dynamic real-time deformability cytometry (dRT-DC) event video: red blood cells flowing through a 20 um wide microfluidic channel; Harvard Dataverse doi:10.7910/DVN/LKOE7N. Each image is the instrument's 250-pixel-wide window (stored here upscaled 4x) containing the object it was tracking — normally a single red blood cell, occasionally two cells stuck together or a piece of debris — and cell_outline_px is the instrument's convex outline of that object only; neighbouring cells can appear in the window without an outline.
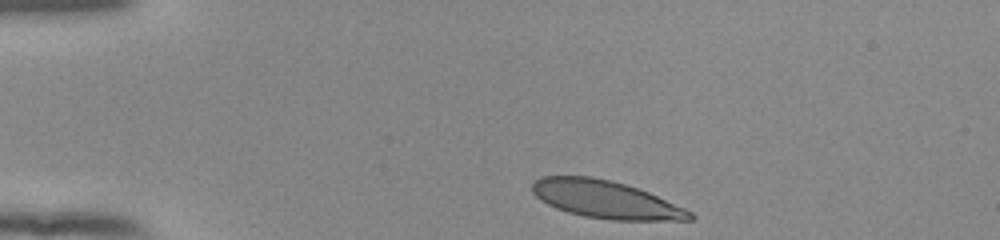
{"species": "human", "species_latin": "Homo sapiens", "temperature_condition": "room temperature", "stored_images_in_passage": 37, "camera_frame_rate_fps": 3000, "um_per_image_px": 0.085, "donor": {"sex": "female"}, "frame": {"image": 1, "passage_image": 1, "time_ms": 0.0, "image_size_px": [1000, 240], "cell_outline_px": [[696, 216], [692, 220], [612, 220], [584, 216], [568, 212], [556, 208], [540, 200], [532, 192], [532, 184], [536, 180], [544, 176], [592, 176], [624, 184], [648, 192], [684, 208], [692, 212]], "centroid_in_image_um": [51.48, 16.96], "position_along_channel_um": 33.5, "area_um2": 34.28}}
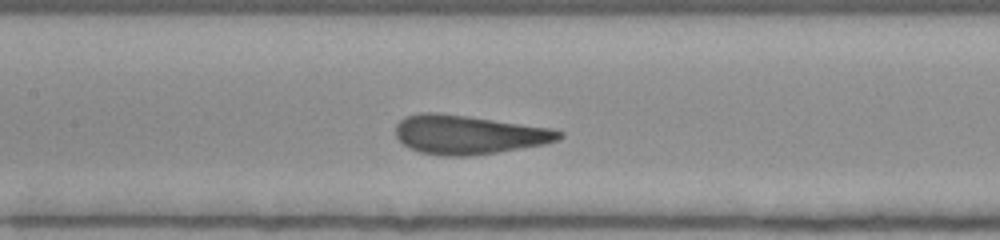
{"frame": {"image": 2, "passage_image": 16, "time_ms": 5.0, "image_size_px": [1000, 240], "cell_outline_px": [[564, 136], [560, 140], [544, 144], [496, 152], [468, 156], [440, 156], [420, 152], [408, 148], [396, 136], [396, 124], [400, 120], [408, 116], [420, 112], [436, 112], [468, 116], [552, 128], [564, 132]], "centroid_in_image_um": [39.84, 11.44], "position_along_channel_um": 167.6, "area_um2": 37.17}}
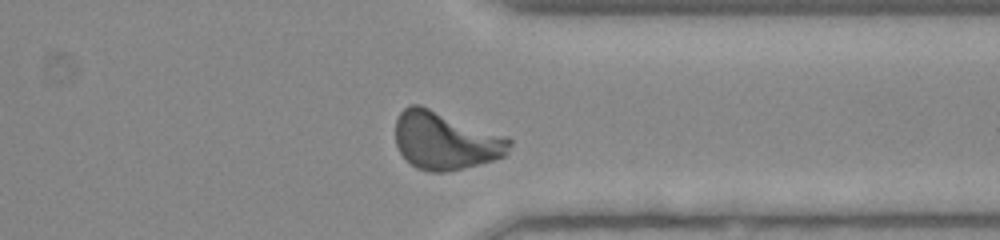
{"frame": {"image": 3, "passage_image": 32, "time_ms": 10.333, "image_size_px": [1000, 240], "cell_outline_px": [[512, 144], [508, 152], [504, 156], [492, 160], [464, 168], [444, 172], [428, 172], [416, 168], [400, 152], [396, 144], [396, 120], [400, 112], [408, 104], [420, 104], [508, 136], [512, 140]], "centroid_in_image_um": [37.87, 11.94], "position_along_channel_um": 373.5, "area_um2": 38.67}, "authors_computed_cell_mechanics": {"area_um2": 36.3562, "velocity_mm_per_s": 3.8813, "shape_relaxation_time_tau1_ms": 5.184, "shape_relaxation_time_tau2_ms": null, "deformation_change_tau1": 0.179, "deformation_change_tau2": null}}